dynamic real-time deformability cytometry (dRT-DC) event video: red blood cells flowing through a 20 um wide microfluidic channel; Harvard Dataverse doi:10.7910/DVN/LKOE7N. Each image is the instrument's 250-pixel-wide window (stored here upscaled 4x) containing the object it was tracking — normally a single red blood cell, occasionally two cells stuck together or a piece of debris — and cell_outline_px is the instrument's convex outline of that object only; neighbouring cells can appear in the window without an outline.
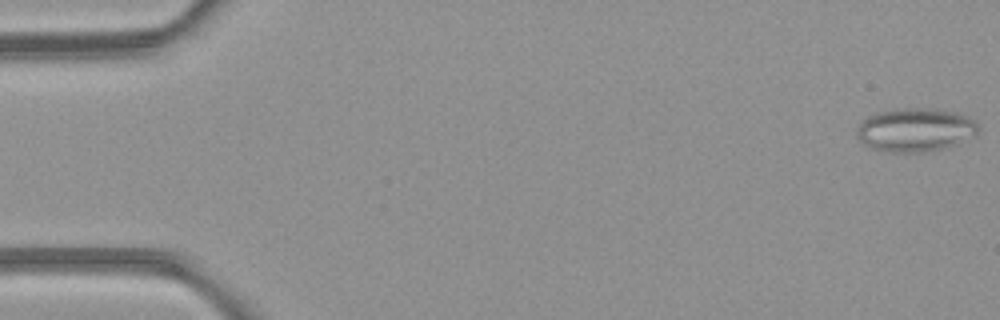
{"species": "common noctule bat (a hibernating species)", "species_latin": "Nyctalus noctula", "temperature_condition": "room temperature", "stored_images_in_passage": 6, "camera_frame_rate_fps": 3000, "um_per_image_px": 0.085, "animal": {"sex": "female", "body_mass_g": 21.9}, "frame": {"image": 1, "passage_image": 1, "time_ms": 0.0, "image_size_px": [1000, 320], "cell_outline_px": [[980, 128], [976, 136], [956, 144], [940, 148], [920, 152], [892, 152], [872, 148], [864, 144], [856, 136], [856, 128], [860, 120], [876, 112], [908, 108], [916, 108], [952, 112], [964, 116], [972, 120]], "centroid_in_image_um": [77.74, 11.05], "position_along_channel_um": 7.3, "area_um2": 30.4}}